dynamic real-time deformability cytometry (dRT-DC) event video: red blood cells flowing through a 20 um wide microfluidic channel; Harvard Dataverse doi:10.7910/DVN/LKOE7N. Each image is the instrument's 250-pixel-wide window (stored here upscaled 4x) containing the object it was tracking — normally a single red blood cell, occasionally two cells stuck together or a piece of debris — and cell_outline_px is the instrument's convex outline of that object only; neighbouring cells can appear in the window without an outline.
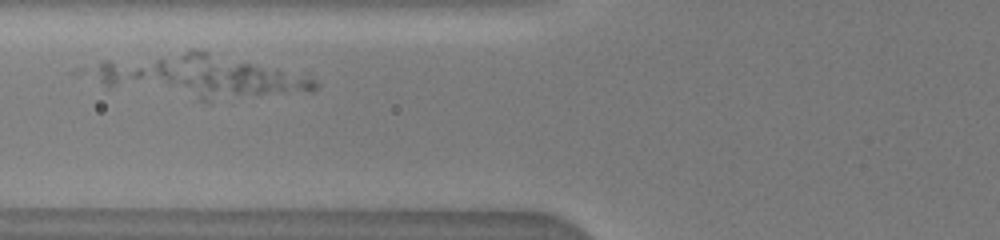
{"species": "human", "species_latin": "Homo sapiens", "temperature_condition": "warm", "stored_images_in_passage": 5, "camera_frame_rate_fps": 3000, "um_per_image_px": 0.085, "donor": {"sex": "male"}, "frame": {"image": 1, "passage_image": 4, "time_ms": 2.333, "image_size_px": [1000, 240], "cell_outline_px": [[320, 84], [312, 92], [208, 104], [108, 88], [104, 84], [92, 68], [100, 60], [188, 52], [208, 52], [276, 68], [316, 80]], "centroid_in_image_um": [17.02, 6.61], "position_along_channel_um": 108.8, "area_um2": 57.11}}